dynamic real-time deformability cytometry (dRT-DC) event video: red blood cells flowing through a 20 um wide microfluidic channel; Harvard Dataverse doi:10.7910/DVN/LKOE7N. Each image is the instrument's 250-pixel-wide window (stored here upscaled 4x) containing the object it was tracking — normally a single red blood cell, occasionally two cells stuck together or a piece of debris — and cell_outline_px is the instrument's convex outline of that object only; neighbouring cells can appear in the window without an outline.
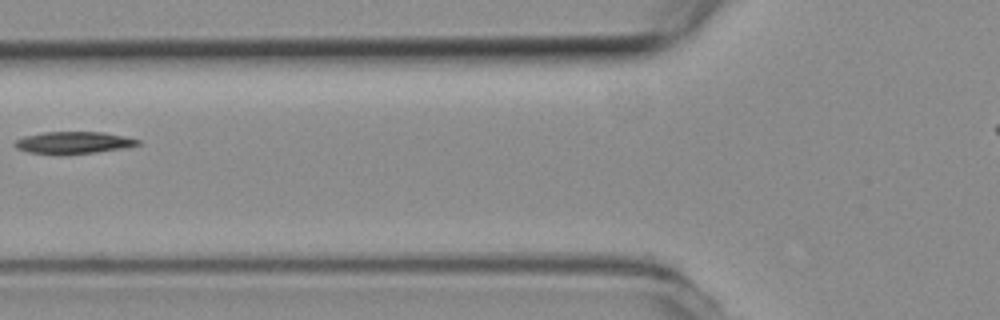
{"species": "common noctule bat (a hibernating species)", "species_latin": "Nyctalus noctula", "temperature_condition": "room temperature", "stored_images_in_passage": 4, "segment_of_instrument_passage": [1, 2], "camera_frame_rate_fps": 3000, "um_per_image_px": 0.085, "animal": {"sex": "female", "body_mass_g": 19.3, "forearm_length_mm": 54.1}, "frame": {"image": 1, "passage_image": 3, "time_ms": 0.667, "image_size_px": [1000, 320], "cell_outline_px": [[140, 144], [120, 148], [96, 152], [64, 156], [56, 156], [28, 152], [16, 148], [12, 144], [16, 140], [24, 136], [44, 132], [104, 132], [124, 136], [140, 140]], "centroid_in_image_um": [6.16, 12.15], "position_along_channel_um": 119.6, "area_um2": 16.13}}